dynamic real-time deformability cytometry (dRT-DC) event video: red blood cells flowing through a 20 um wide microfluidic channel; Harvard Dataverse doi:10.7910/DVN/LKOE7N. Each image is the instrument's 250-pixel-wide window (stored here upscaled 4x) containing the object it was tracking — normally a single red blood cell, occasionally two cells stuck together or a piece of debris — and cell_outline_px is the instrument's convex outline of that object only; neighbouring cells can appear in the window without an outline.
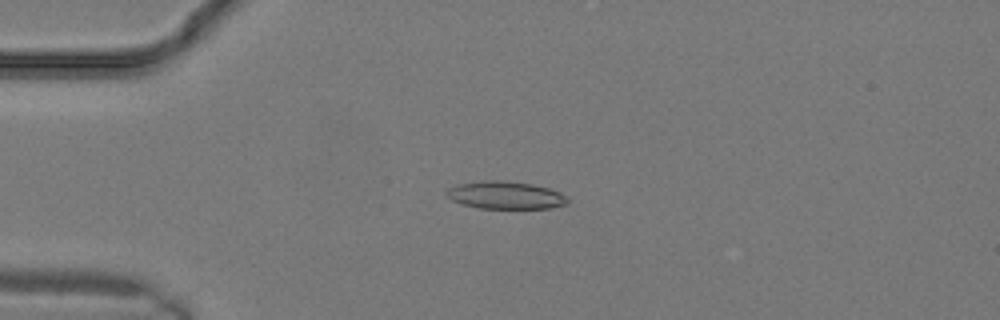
{"species": "common noctule bat (a hibernating species)", "species_latin": "Nyctalus noctula", "temperature_condition": "warm", "stored_images_in_passage": 9, "camera_frame_rate_fps": 3000, "um_per_image_px": 0.085, "animal": {"sex": "male", "body_mass_g": 19.2, "forearm_length_mm": 51.8}, "frame": {"image": 1, "passage_image": 6, "time_ms": 1.667, "image_size_px": [1000, 320], "cell_outline_px": [[568, 204], [552, 208], [480, 208], [460, 204], [444, 196], [444, 192], [448, 188], [456, 184], [484, 180], [504, 180], [532, 184], [552, 188], [568, 196]], "centroid_in_image_um": [42.95, 16.58], "position_along_channel_um": 42.0, "area_um2": 19.94}}
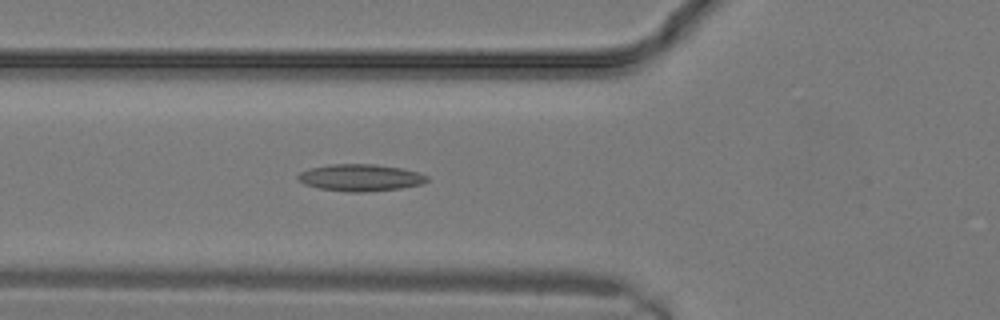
{"frame": {"image": 2, "passage_image": 9, "time_ms": 2.667, "image_size_px": [1000, 320], "cell_outline_px": [[428, 180], [424, 184], [400, 188], [364, 192], [348, 192], [320, 188], [304, 184], [296, 180], [296, 176], [300, 172], [312, 168], [328, 164], [376, 164], [400, 168], [420, 172], [428, 176]], "centroid_in_image_um": [30.64, 15.1], "position_along_channel_um": 95.2, "area_um2": 20.35}}